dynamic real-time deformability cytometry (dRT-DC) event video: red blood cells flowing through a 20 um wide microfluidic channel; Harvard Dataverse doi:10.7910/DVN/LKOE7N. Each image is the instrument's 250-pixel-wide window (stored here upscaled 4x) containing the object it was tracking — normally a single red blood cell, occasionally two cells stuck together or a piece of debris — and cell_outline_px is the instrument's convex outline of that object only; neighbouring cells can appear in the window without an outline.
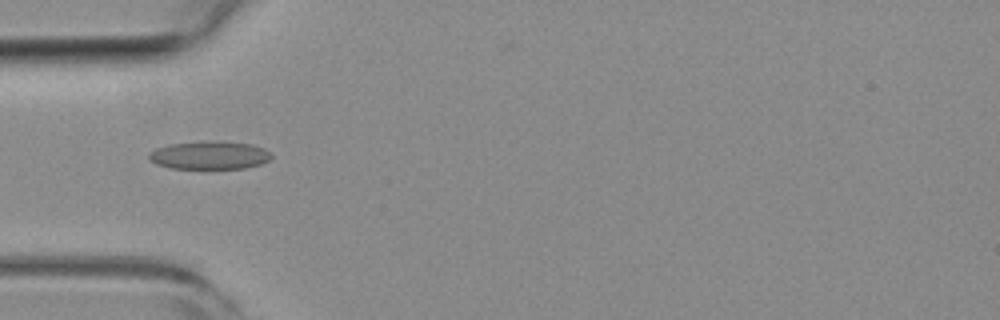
{"species": "common noctule bat (a hibernating species)", "species_latin": "Nyctalus noctula", "temperature_condition": "room temperature", "stored_images_in_passage": 54, "camera_frame_rate_fps": 3000, "um_per_image_px": 0.085, "animal": {"sex": "female", "body_mass_g": 19.3, "forearm_length_mm": 54.1}, "frame": {"image": 1, "passage_image": 17, "time_ms": 5.333, "image_size_px": [1000, 320], "cell_outline_px": [[272, 156], [268, 160], [260, 164], [244, 168], [172, 168], [156, 164], [148, 156], [148, 152], [156, 148], [168, 144], [200, 140], [208, 140], [252, 144], [264, 148], [272, 152]], "centroid_in_image_um": [17.8, 13.17], "position_along_channel_um": 67.2, "area_um2": 20.23}}
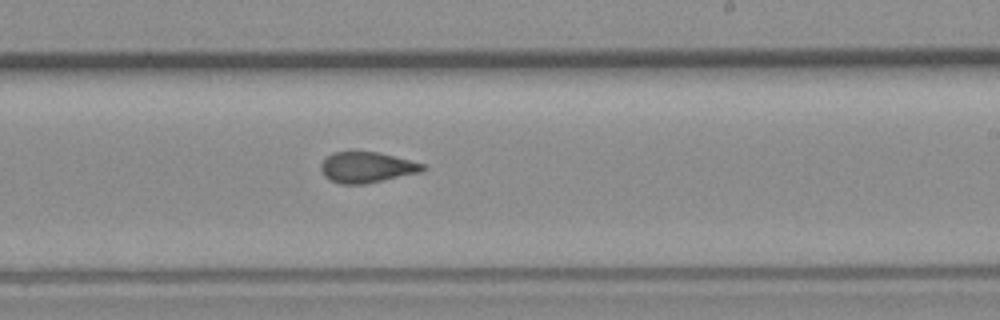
{"frame": {"image": 2, "passage_image": 32, "time_ms": 10.333, "image_size_px": [1000, 320], "cell_outline_px": [[428, 168], [420, 172], [384, 180], [364, 184], [340, 184], [324, 176], [320, 168], [320, 164], [332, 152], [380, 152], [424, 164]], "centroid_in_image_um": [31.18, 14.22], "position_along_channel_um": 257.8, "area_um2": 18.15}}
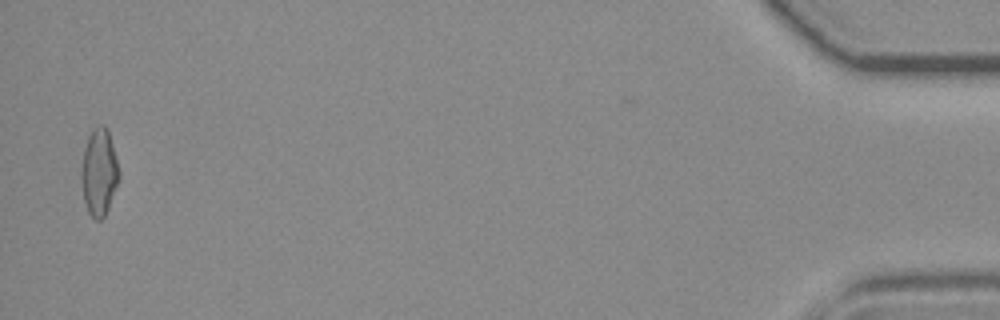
{"frame": {"image": 3, "passage_image": 53, "time_ms": 17.333, "image_size_px": [1000, 320], "cell_outline_px": [[120, 180], [108, 208], [104, 216], [100, 220], [96, 220], [88, 212], [84, 200], [80, 176], [80, 172], [84, 148], [88, 136], [92, 128], [96, 124], [104, 124], [108, 128], [120, 172]], "centroid_in_image_um": [8.42, 14.59], "position_along_channel_um": 426.8, "area_um2": 19.48}, "authors_computed_cell_mechanics": {"area_um2": 18.9006, "velocity_mm_per_s": 3.8059, "shape_relaxation_time_tau1_ms": null, "shape_relaxation_time_tau2_ms": 1.87, "deformation_change_tau1": null, "deformation_change_tau2": 0.0701}}